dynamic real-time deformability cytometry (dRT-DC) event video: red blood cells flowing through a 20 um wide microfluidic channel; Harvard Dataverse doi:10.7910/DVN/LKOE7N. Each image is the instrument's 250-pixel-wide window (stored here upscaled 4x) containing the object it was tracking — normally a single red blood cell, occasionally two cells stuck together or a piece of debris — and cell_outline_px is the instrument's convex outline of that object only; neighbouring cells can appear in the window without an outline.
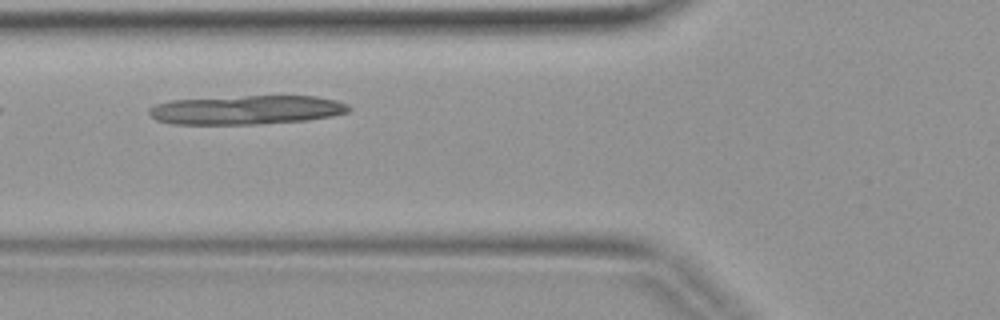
{"species": "common noctule bat (a hibernating species)", "species_latin": "Nyctalus noctula", "temperature_condition": "warm", "stored_images_in_passage": 2, "camera_frame_rate_fps": 3000, "um_per_image_px": 0.085, "animal": {"sex": "female", "body_mass_g": 19.9}, "frame": {"image": 1, "passage_image": 2, "time_ms": 0.333, "image_size_px": [1000, 320], "cell_outline_px": [[352, 108], [348, 112], [332, 116], [308, 120], [256, 124], [172, 124], [156, 120], [148, 112], [148, 108], [156, 104], [172, 100], [244, 96], [316, 96], [336, 100], [348, 104]], "centroid_in_image_um": [20.97, 9.34], "position_along_channel_um": 104.8, "area_um2": 33.81}}